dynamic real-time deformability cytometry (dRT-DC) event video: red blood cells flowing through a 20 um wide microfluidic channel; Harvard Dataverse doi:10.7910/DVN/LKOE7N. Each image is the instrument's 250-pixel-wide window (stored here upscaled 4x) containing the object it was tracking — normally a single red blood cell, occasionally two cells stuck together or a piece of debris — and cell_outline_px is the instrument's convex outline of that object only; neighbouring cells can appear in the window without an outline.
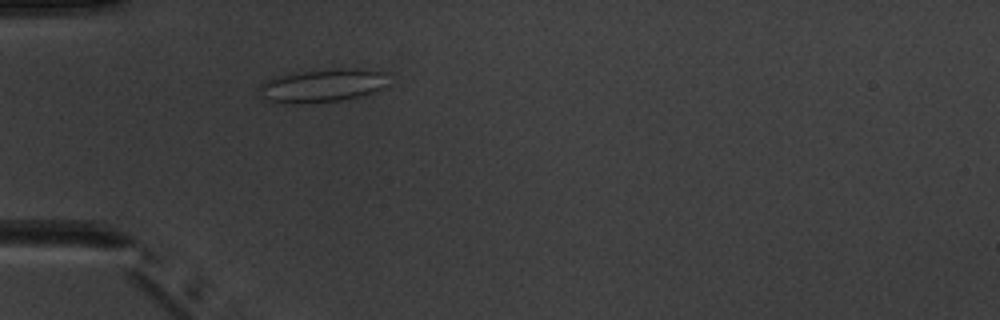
{"species": "common noctule bat (a hibernating species)", "species_latin": "Nyctalus noctula", "temperature_condition": "warm", "stored_images_in_passage": 4, "camera_frame_rate_fps": 3000, "um_per_image_px": 0.085, "animal": {"sex": "male", "body_mass_g": 20.1, "forearm_length_mm": 53.5}, "frame": {"image": 1, "passage_image": 4, "time_ms": 3.333, "image_size_px": [1000, 320], "cell_outline_px": [[384, 72], [380, 92], [368, 96], [344, 100], [284, 104], [268, 100], [256, 88], [260, 84], [268, 80], [300, 72], [340, 68], [368, 68]], "centroid_in_image_um": [27.45, 7.28], "position_along_channel_um": 57.6, "area_um2": 24.8}}